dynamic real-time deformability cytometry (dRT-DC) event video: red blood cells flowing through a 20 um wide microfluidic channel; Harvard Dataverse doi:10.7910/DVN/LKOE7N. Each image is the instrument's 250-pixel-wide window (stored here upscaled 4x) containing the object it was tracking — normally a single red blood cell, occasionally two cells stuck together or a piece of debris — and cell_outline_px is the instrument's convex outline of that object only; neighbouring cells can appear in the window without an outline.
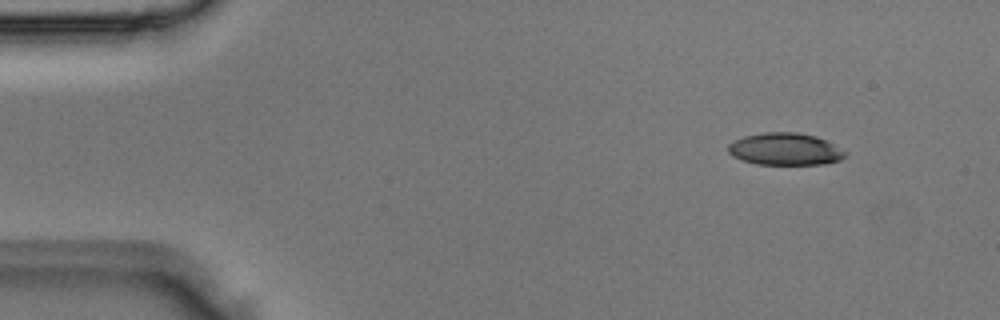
{"species": "Egyptian fruit bat (a non-hibernating species)", "species_latin": "Rousettus aegyptiacus", "temperature_condition": "room temperature", "stored_images_in_passage": 4, "camera_frame_rate_fps": 3000, "um_per_image_px": 0.085, "animal": {"sex": "male"}, "frame": {"image": 1, "passage_image": 1, "time_ms": 0.0, "image_size_px": [1000, 320], "cell_outline_px": [[848, 152], [840, 160], [824, 164], [756, 164], [740, 160], [732, 156], [728, 152], [728, 144], [744, 136], [764, 132], [796, 132], [816, 136]], "centroid_in_image_um": [66.71, 12.68], "position_along_channel_um": 18.3, "area_um2": 21.91}}